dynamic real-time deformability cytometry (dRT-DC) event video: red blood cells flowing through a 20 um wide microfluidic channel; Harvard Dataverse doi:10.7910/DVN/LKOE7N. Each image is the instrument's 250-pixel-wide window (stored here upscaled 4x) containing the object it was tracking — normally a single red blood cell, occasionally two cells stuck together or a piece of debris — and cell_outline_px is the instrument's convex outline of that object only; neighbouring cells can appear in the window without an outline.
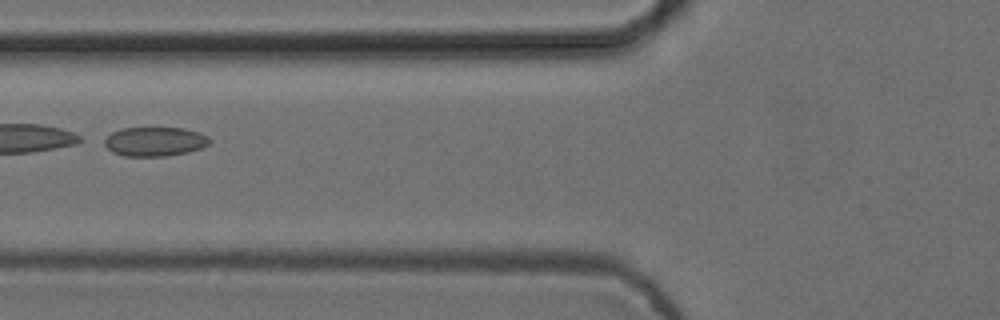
{"species": "common noctule bat (a hibernating species)", "species_latin": "Nyctalus noctula", "temperature_condition": "cold", "stored_images_in_passage": 6, "camera_frame_rate_fps": 3000, "um_per_image_px": 0.085, "animal": {"sex": "female", "body_mass_g": 24.6, "forearm_length_mm": 56.2}, "frame": {"image": 1, "passage_image": 3, "time_ms": 0.667, "image_size_px": [1000, 320], "cell_outline_px": [[212, 140], [208, 144], [200, 148], [188, 152], [168, 156], [124, 156], [112, 152], [100, 140], [112, 132], [120, 128], [184, 128], [200, 132], [208, 136]], "centroid_in_image_um": [13.13, 12.03], "position_along_channel_um": 112.7, "area_um2": 18.15}}
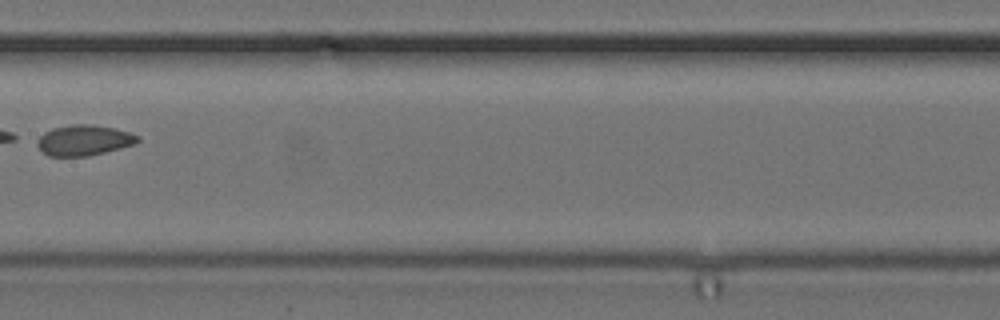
{"frame": {"image": 2, "passage_image": 5, "time_ms": 1.333, "image_size_px": [1000, 320], "cell_outline_px": [[140, 140], [136, 144], [88, 156], [48, 156], [32, 140], [44, 132], [52, 128], [72, 124], [92, 124], [112, 128], [128, 132], [140, 136]], "centroid_in_image_um": [7.09, 11.91], "position_along_channel_um": 200.3, "area_um2": 18.03}}
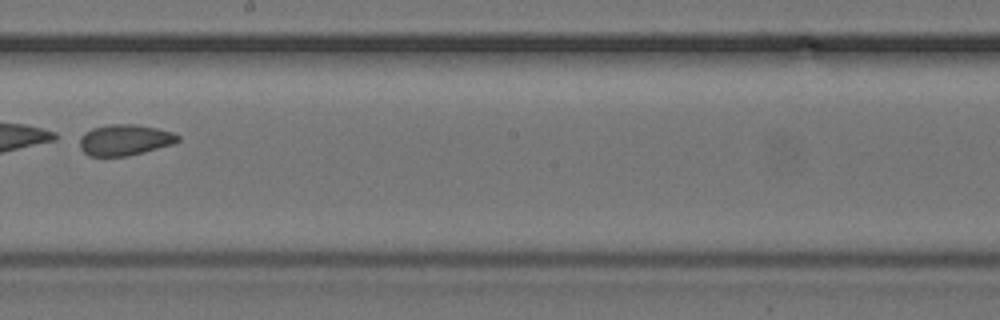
{"frame": {"image": 3, "passage_image": 6, "time_ms": 1.667, "image_size_px": [1000, 320], "cell_outline_px": [[180, 140], [172, 144], [144, 152], [128, 156], [88, 156], [80, 148], [80, 136], [84, 132], [92, 128], [108, 124], [136, 124], [156, 128], [172, 132], [180, 136]], "centroid_in_image_um": [10.58, 11.89], "position_along_channel_um": 237.6, "area_um2": 17.8}}